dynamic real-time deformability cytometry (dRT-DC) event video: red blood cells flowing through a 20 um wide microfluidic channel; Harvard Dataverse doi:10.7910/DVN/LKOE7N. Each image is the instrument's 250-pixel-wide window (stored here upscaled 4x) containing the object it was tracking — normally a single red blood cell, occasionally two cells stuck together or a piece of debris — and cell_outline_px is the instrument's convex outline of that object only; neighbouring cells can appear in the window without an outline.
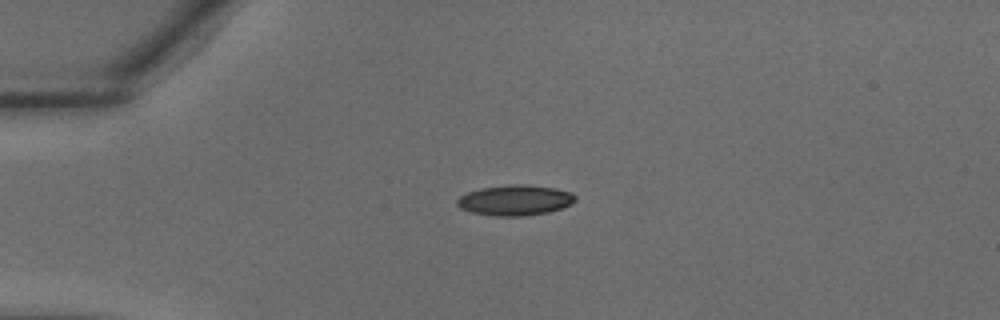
{"species": "common noctule bat (a hibernating species)", "species_latin": "Nyctalus noctula", "temperature_condition": "warm", "stored_images_in_passage": 29, "camera_frame_rate_fps": 3000, "um_per_image_px": 0.085, "animal": {"sex": "male", "body_mass_g": 18.8}, "frame": {"image": 1, "passage_image": 1, "time_ms": 0.0, "image_size_px": [1000, 320], "cell_outline_px": [[576, 200], [572, 204], [548, 212], [524, 216], [496, 216], [472, 212], [460, 208], [456, 204], [456, 200], [460, 196], [468, 192], [480, 188], [512, 184], [528, 184], [556, 188], [572, 192], [576, 196]], "centroid_in_image_um": [43.8, 17.01], "position_along_channel_um": 41.2, "area_um2": 21.1}}
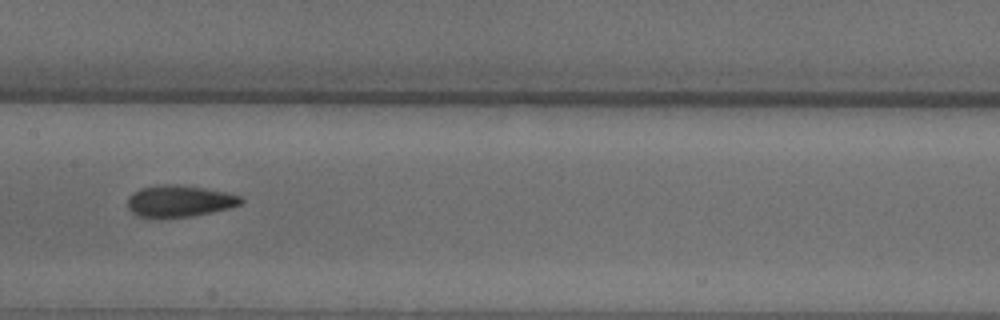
{"frame": {"image": 2, "passage_image": 11, "time_ms": 3.333, "image_size_px": [1000, 320], "cell_outline_px": [[244, 200], [240, 204], [232, 208], [192, 216], [136, 216], [128, 208], [128, 196], [132, 192], [140, 188], [160, 184], [176, 184], [204, 188], [224, 192], [240, 196]], "centroid_in_image_um": [15.25, 17.07], "position_along_channel_um": 192.2, "area_um2": 20.69}}
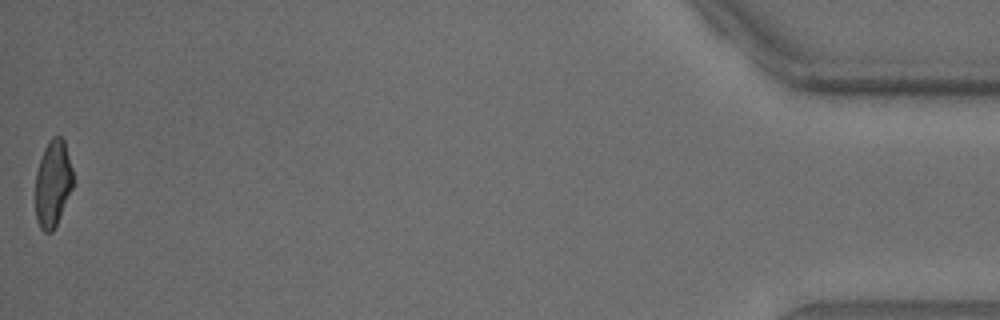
{"frame": {"image": 3, "passage_image": 29, "time_ms": 9.333, "image_size_px": [1000, 320], "cell_outline_px": [[72, 188], [60, 216], [52, 232], [44, 232], [40, 228], [36, 220], [36, 172], [44, 148], [48, 140], [52, 136], [60, 136], [64, 140], [72, 168]], "centroid_in_image_um": [4.48, 15.58], "position_along_channel_um": 430.7, "area_um2": 18.84}}